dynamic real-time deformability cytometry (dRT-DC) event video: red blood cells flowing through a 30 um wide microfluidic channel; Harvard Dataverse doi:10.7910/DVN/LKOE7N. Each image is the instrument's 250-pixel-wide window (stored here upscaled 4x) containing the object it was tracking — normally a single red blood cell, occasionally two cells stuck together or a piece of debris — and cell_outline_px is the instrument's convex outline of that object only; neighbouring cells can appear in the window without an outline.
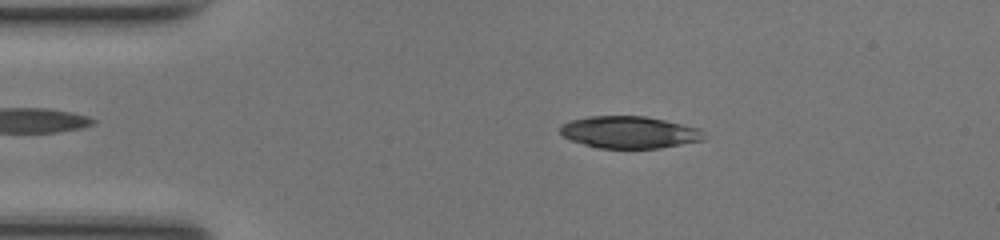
{"species": "common noctule bat (a hibernating species)", "species_latin": "Nyctalus noctula", "temperature_condition": "room temperature", "stored_images_in_passage": 48, "camera_frame_rate_fps": 3000, "um_per_image_px": 0.085, "animal": {"sex": "female", "body_mass_g": 17.0, "forearm_length_mm": 48.0}, "frame": {"image": 1, "passage_image": 9, "time_ms": 2.667, "image_size_px": [1000, 240], "cell_outline_px": [[708, 136], [704, 140], [660, 148], [600, 148], [584, 144], [572, 140], [564, 136], [560, 132], [560, 124], [572, 120], [588, 116], [644, 116], [664, 120], [700, 128]], "centroid_in_image_um": [53.53, 11.24], "position_along_channel_um": 31.5, "area_um2": 26.88}}